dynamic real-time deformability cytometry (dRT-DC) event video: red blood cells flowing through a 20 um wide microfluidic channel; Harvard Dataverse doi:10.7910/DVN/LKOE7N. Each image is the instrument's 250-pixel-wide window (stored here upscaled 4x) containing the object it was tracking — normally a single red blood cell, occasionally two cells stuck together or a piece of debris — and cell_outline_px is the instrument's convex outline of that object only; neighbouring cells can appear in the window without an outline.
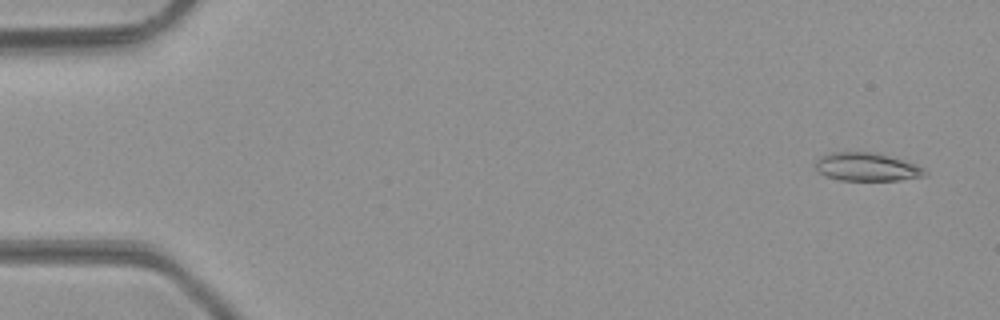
{"species": "common noctule bat (a hibernating species)", "species_latin": "Nyctalus noctula", "temperature_condition": "room temperature", "stored_images_in_passage": 50, "camera_frame_rate_fps": 3000, "um_per_image_px": 0.085, "animal": {"sex": "male", "body_mass_g": 23.1, "forearm_length_mm": 52.7}, "frame": {"image": 1, "passage_image": 3, "time_ms": 0.667, "image_size_px": [1000, 320], "cell_outline_px": [[928, 172], [924, 176], [900, 180], [840, 180], [828, 176], [820, 172], [816, 168], [816, 160], [820, 156], [828, 152], [876, 152], [916, 164], [924, 168]], "centroid_in_image_um": [73.69, 14.18], "position_along_channel_um": 11.3, "area_um2": 17.98}}
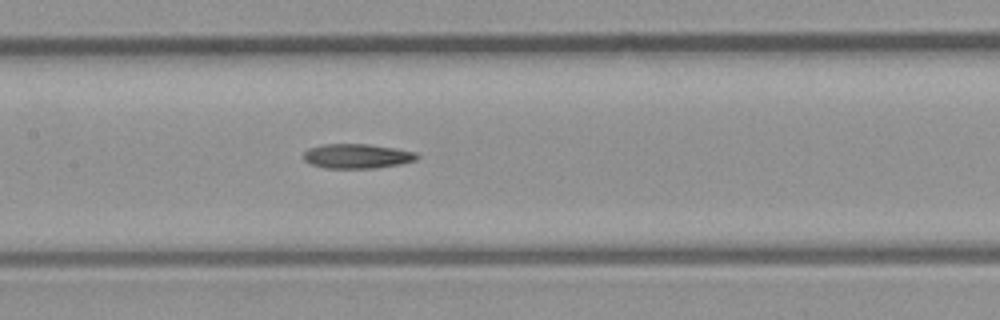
{"frame": {"image": 2, "passage_image": 24, "time_ms": 7.667, "image_size_px": [1000, 320], "cell_outline_px": [[420, 156], [416, 160], [400, 164], [376, 168], [324, 168], [312, 164], [304, 160], [304, 152], [308, 148], [324, 144], [368, 144], [396, 148], [416, 152]], "centroid_in_image_um": [30.37, 13.27], "position_along_channel_um": 177.0, "area_um2": 16.3}}
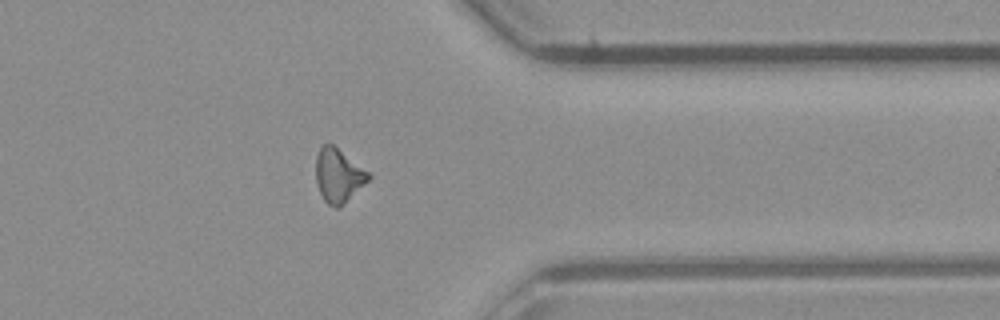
{"frame": {"image": 3, "passage_image": 39, "time_ms": 12.667, "image_size_px": [1000, 320], "cell_outline_px": [[372, 176], [340, 208], [336, 208], [328, 204], [324, 200], [316, 184], [316, 156], [320, 144], [332, 144], [372, 172]], "centroid_in_image_um": [28.78, 14.9], "position_along_channel_um": 382.6, "area_um2": 16.76}}